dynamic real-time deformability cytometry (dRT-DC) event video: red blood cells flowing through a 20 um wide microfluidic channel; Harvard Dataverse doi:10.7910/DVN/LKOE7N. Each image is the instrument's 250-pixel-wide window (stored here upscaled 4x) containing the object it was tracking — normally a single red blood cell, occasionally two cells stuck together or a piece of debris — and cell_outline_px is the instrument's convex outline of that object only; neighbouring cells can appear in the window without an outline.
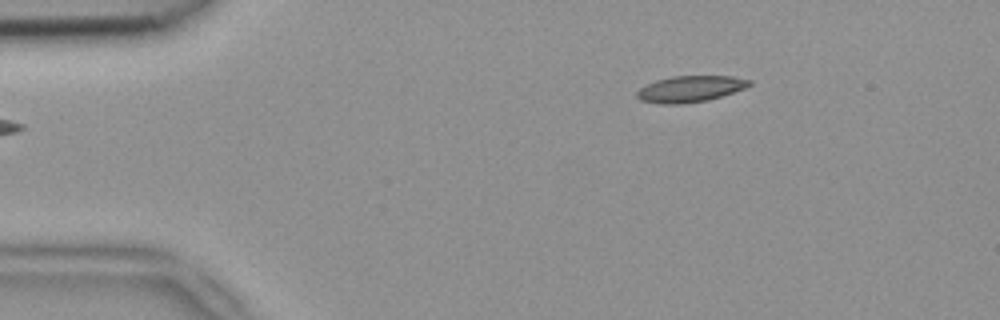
{"species": "common noctule bat (a hibernating species)", "species_latin": "Nyctalus noctula", "temperature_condition": "room temperature", "stored_images_in_passage": 44, "camera_frame_rate_fps": 3000, "um_per_image_px": 0.085, "animal": {"sex": "female", "body_mass_g": 18.4}, "frame": {"image": 1, "passage_image": 1, "time_ms": 0.0, "image_size_px": [1000, 320], "cell_outline_px": [[752, 84], [744, 88], [708, 100], [680, 104], [660, 104], [640, 100], [636, 96], [636, 92], [640, 88], [656, 80], [672, 76], [732, 76], [752, 80]], "centroid_in_image_um": [58.65, 7.55], "position_along_channel_um": 26.3, "area_um2": 17.11}}
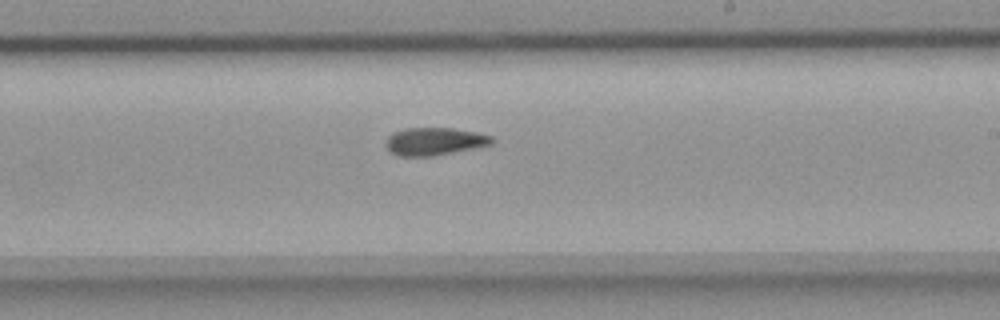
{"frame": {"image": 2, "passage_image": 23, "time_ms": 7.333, "image_size_px": [1000, 320], "cell_outline_px": [[496, 140], [492, 144], [432, 156], [400, 156], [392, 152], [384, 144], [388, 136], [392, 132], [404, 128], [452, 128], [476, 132], [492, 136]], "centroid_in_image_um": [36.92, 12.0], "position_along_channel_um": 252.1, "area_um2": 17.05}}
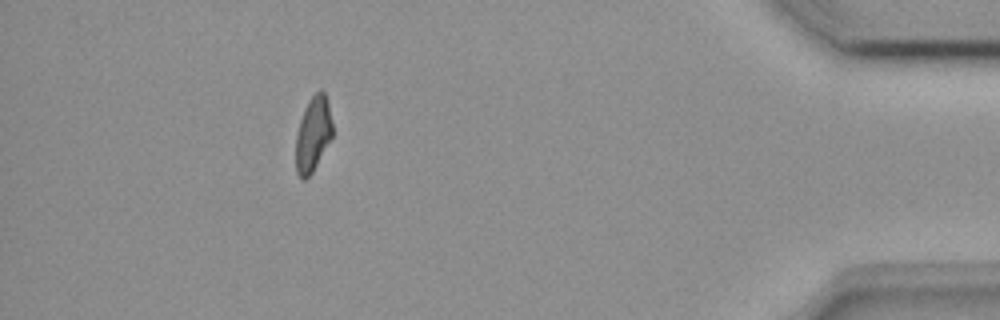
{"frame": {"image": 3, "passage_image": 39, "time_ms": 12.667, "image_size_px": [1000, 320], "cell_outline_px": [[332, 136], [312, 172], [304, 180], [300, 180], [296, 172], [296, 132], [304, 108], [308, 100], [320, 88], [324, 92], [328, 100], [332, 124]], "centroid_in_image_um": [26.59, 11.38], "position_along_channel_um": 408.6, "area_um2": 16.01}, "authors_computed_cell_mechanics": {"area_um2": 17.0221, "velocity_mm_per_s": 3.9532, "shape_relaxation_time_tau1_ms": 5.423, "shape_relaxation_time_tau2_ms": 4.9546, "deformation_change_tau1": 0.1468, "deformation_change_tau2": 0.0922}}